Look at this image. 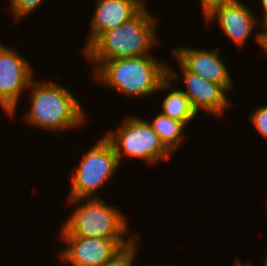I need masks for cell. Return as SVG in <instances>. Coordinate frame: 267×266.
<instances>
[{
  "label": "cell",
  "instance_id": "12",
  "mask_svg": "<svg viewBox=\"0 0 267 266\" xmlns=\"http://www.w3.org/2000/svg\"><path fill=\"white\" fill-rule=\"evenodd\" d=\"M144 0H96L82 53L105 31L112 30L134 18L145 6Z\"/></svg>",
  "mask_w": 267,
  "mask_h": 266
},
{
  "label": "cell",
  "instance_id": "8",
  "mask_svg": "<svg viewBox=\"0 0 267 266\" xmlns=\"http://www.w3.org/2000/svg\"><path fill=\"white\" fill-rule=\"evenodd\" d=\"M31 66L17 49L0 42V108L10 118L15 117L21 95L36 76Z\"/></svg>",
  "mask_w": 267,
  "mask_h": 266
},
{
  "label": "cell",
  "instance_id": "3",
  "mask_svg": "<svg viewBox=\"0 0 267 266\" xmlns=\"http://www.w3.org/2000/svg\"><path fill=\"white\" fill-rule=\"evenodd\" d=\"M159 59L146 55L103 61L93 71L92 79L126 97L141 99L156 94L168 78V61Z\"/></svg>",
  "mask_w": 267,
  "mask_h": 266
},
{
  "label": "cell",
  "instance_id": "2",
  "mask_svg": "<svg viewBox=\"0 0 267 266\" xmlns=\"http://www.w3.org/2000/svg\"><path fill=\"white\" fill-rule=\"evenodd\" d=\"M157 22L158 18L145 6L130 21L103 32L83 52L85 59L94 63L92 72L103 61L153 55L152 47L159 46Z\"/></svg>",
  "mask_w": 267,
  "mask_h": 266
},
{
  "label": "cell",
  "instance_id": "13",
  "mask_svg": "<svg viewBox=\"0 0 267 266\" xmlns=\"http://www.w3.org/2000/svg\"><path fill=\"white\" fill-rule=\"evenodd\" d=\"M180 78L179 72L172 69L171 65H168V78L161 84L158 89V93L164 90L168 92L165 93V97L161 104L162 114L170 117L171 119L180 121L189 125L191 120L196 119L197 113L192 108L189 98L181 91L180 88L174 89L175 79ZM173 88V90H172Z\"/></svg>",
  "mask_w": 267,
  "mask_h": 266
},
{
  "label": "cell",
  "instance_id": "14",
  "mask_svg": "<svg viewBox=\"0 0 267 266\" xmlns=\"http://www.w3.org/2000/svg\"><path fill=\"white\" fill-rule=\"evenodd\" d=\"M152 129L157 133L164 145L174 154L181 146L184 136L185 123L171 119L161 112L151 121L147 120Z\"/></svg>",
  "mask_w": 267,
  "mask_h": 266
},
{
  "label": "cell",
  "instance_id": "18",
  "mask_svg": "<svg viewBox=\"0 0 267 266\" xmlns=\"http://www.w3.org/2000/svg\"><path fill=\"white\" fill-rule=\"evenodd\" d=\"M231 1L233 0H200V6L202 8L201 13L204 15L203 18L208 16L215 8Z\"/></svg>",
  "mask_w": 267,
  "mask_h": 266
},
{
  "label": "cell",
  "instance_id": "10",
  "mask_svg": "<svg viewBox=\"0 0 267 266\" xmlns=\"http://www.w3.org/2000/svg\"><path fill=\"white\" fill-rule=\"evenodd\" d=\"M177 64L181 70L185 90L181 91L189 98L194 111L199 114L200 111L214 117H223L224 113L233 106L227 97L234 85H220L207 81L199 75L189 72L177 59ZM227 110V111H226ZM225 111V112H224Z\"/></svg>",
  "mask_w": 267,
  "mask_h": 266
},
{
  "label": "cell",
  "instance_id": "7",
  "mask_svg": "<svg viewBox=\"0 0 267 266\" xmlns=\"http://www.w3.org/2000/svg\"><path fill=\"white\" fill-rule=\"evenodd\" d=\"M60 230L59 239L66 248L59 250L58 257L66 265L72 266H103L138 240L68 236Z\"/></svg>",
  "mask_w": 267,
  "mask_h": 266
},
{
  "label": "cell",
  "instance_id": "1",
  "mask_svg": "<svg viewBox=\"0 0 267 266\" xmlns=\"http://www.w3.org/2000/svg\"><path fill=\"white\" fill-rule=\"evenodd\" d=\"M28 89L30 109L25 111L23 121L30 126L59 133L82 128L86 123V110L65 86L34 78Z\"/></svg>",
  "mask_w": 267,
  "mask_h": 266
},
{
  "label": "cell",
  "instance_id": "6",
  "mask_svg": "<svg viewBox=\"0 0 267 266\" xmlns=\"http://www.w3.org/2000/svg\"><path fill=\"white\" fill-rule=\"evenodd\" d=\"M83 154L81 162L71 172V186L67 200L99 198L96 192L104 187L120 166L114 147L103 136Z\"/></svg>",
  "mask_w": 267,
  "mask_h": 266
},
{
  "label": "cell",
  "instance_id": "21",
  "mask_svg": "<svg viewBox=\"0 0 267 266\" xmlns=\"http://www.w3.org/2000/svg\"><path fill=\"white\" fill-rule=\"evenodd\" d=\"M263 265L262 266H267V250H265V254H264V259H263ZM244 266H251V264H246L245 263H242Z\"/></svg>",
  "mask_w": 267,
  "mask_h": 266
},
{
  "label": "cell",
  "instance_id": "5",
  "mask_svg": "<svg viewBox=\"0 0 267 266\" xmlns=\"http://www.w3.org/2000/svg\"><path fill=\"white\" fill-rule=\"evenodd\" d=\"M125 118L117 130L111 129L105 134L114 147L119 163L123 155H127L155 166L173 155L146 119L130 114Z\"/></svg>",
  "mask_w": 267,
  "mask_h": 266
},
{
  "label": "cell",
  "instance_id": "16",
  "mask_svg": "<svg viewBox=\"0 0 267 266\" xmlns=\"http://www.w3.org/2000/svg\"><path fill=\"white\" fill-rule=\"evenodd\" d=\"M140 238L132 244L130 247L126 248L118 257L113 261L104 264L103 266H134L136 256L138 255L140 248Z\"/></svg>",
  "mask_w": 267,
  "mask_h": 266
},
{
  "label": "cell",
  "instance_id": "11",
  "mask_svg": "<svg viewBox=\"0 0 267 266\" xmlns=\"http://www.w3.org/2000/svg\"><path fill=\"white\" fill-rule=\"evenodd\" d=\"M172 50L171 56L177 59L189 72L220 85L234 84L218 46L213 50H206L184 45L172 48Z\"/></svg>",
  "mask_w": 267,
  "mask_h": 266
},
{
  "label": "cell",
  "instance_id": "17",
  "mask_svg": "<svg viewBox=\"0 0 267 266\" xmlns=\"http://www.w3.org/2000/svg\"><path fill=\"white\" fill-rule=\"evenodd\" d=\"M249 119L261 137L267 141V105L257 107L252 111Z\"/></svg>",
  "mask_w": 267,
  "mask_h": 266
},
{
  "label": "cell",
  "instance_id": "20",
  "mask_svg": "<svg viewBox=\"0 0 267 266\" xmlns=\"http://www.w3.org/2000/svg\"><path fill=\"white\" fill-rule=\"evenodd\" d=\"M261 2V8H262V12H263V17H262V24L267 22V0H260Z\"/></svg>",
  "mask_w": 267,
  "mask_h": 266
},
{
  "label": "cell",
  "instance_id": "9",
  "mask_svg": "<svg viewBox=\"0 0 267 266\" xmlns=\"http://www.w3.org/2000/svg\"><path fill=\"white\" fill-rule=\"evenodd\" d=\"M250 8L242 0H233L215 8L204 20L207 25L216 20L224 35L239 48L245 46V43L253 35L252 33H255L253 31H257L254 39L260 46L261 31H258L257 27L262 24L261 18L257 17L258 14L253 13V9Z\"/></svg>",
  "mask_w": 267,
  "mask_h": 266
},
{
  "label": "cell",
  "instance_id": "19",
  "mask_svg": "<svg viewBox=\"0 0 267 266\" xmlns=\"http://www.w3.org/2000/svg\"><path fill=\"white\" fill-rule=\"evenodd\" d=\"M263 27V28H262ZM261 48L263 52L267 55V22L261 24Z\"/></svg>",
  "mask_w": 267,
  "mask_h": 266
},
{
  "label": "cell",
  "instance_id": "4",
  "mask_svg": "<svg viewBox=\"0 0 267 266\" xmlns=\"http://www.w3.org/2000/svg\"><path fill=\"white\" fill-rule=\"evenodd\" d=\"M77 205L63 222L61 229L68 236L84 238L139 239L138 232L128 235L127 216L117 206L108 205L103 198H82L67 201ZM128 231V232H127Z\"/></svg>",
  "mask_w": 267,
  "mask_h": 266
},
{
  "label": "cell",
  "instance_id": "15",
  "mask_svg": "<svg viewBox=\"0 0 267 266\" xmlns=\"http://www.w3.org/2000/svg\"><path fill=\"white\" fill-rule=\"evenodd\" d=\"M10 14H12L14 21L19 23L22 18H26L27 15L34 13V11L39 8L45 0H8ZM44 1V2H43Z\"/></svg>",
  "mask_w": 267,
  "mask_h": 266
}]
</instances>
